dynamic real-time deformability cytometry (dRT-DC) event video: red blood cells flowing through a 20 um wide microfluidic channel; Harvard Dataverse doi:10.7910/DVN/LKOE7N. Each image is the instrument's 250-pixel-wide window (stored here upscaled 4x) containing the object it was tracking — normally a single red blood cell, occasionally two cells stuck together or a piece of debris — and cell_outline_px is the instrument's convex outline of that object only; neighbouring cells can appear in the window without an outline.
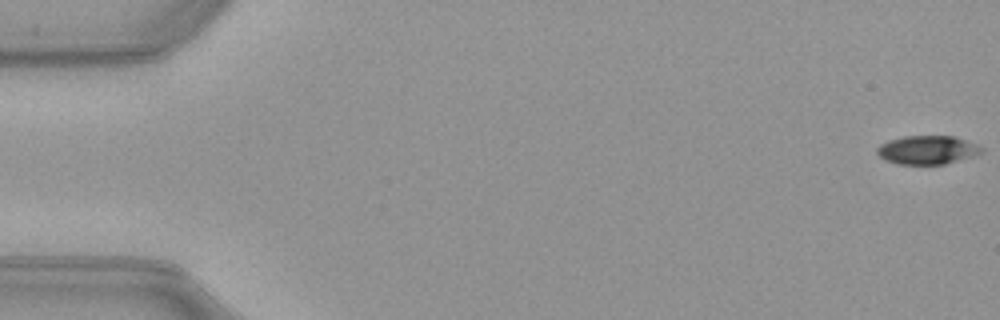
{"species": "common noctule bat (a hibernating species)", "species_latin": "Nyctalus noctula", "temperature_condition": "warm", "stored_images_in_passage": 52, "camera_frame_rate_fps": 3000, "um_per_image_px": 0.085, "animal": {"sex": "female", "body_mass_g": 21.9}, "frame": {"image": 1, "passage_image": 1, "time_ms": 0.0, "image_size_px": [1000, 320], "cell_outline_px": [[984, 148], [980, 152], [972, 156], [944, 164], [896, 164], [884, 160], [876, 152], [876, 148], [880, 144], [888, 140], [904, 136], [952, 136], [976, 144]], "centroid_in_image_um": [78.76, 12.74], "position_along_channel_um": 6.2, "area_um2": 17.28}}
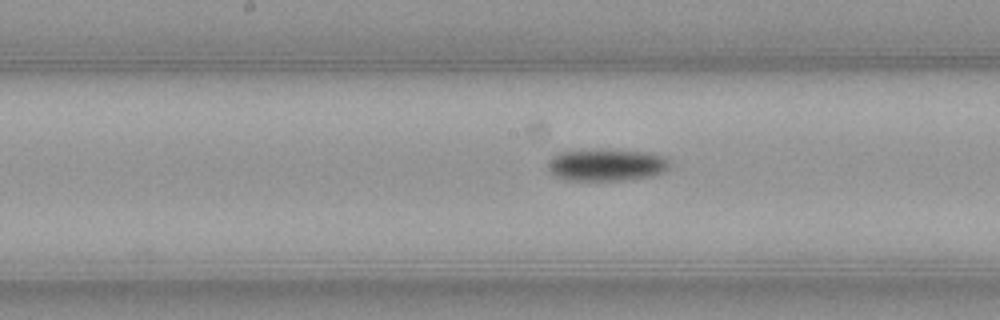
{"frame": {"image": 2, "passage_image": 27, "time_ms": 8.667, "image_size_px": [1000, 320], "cell_outline_px": [[668, 168], [664, 172], [652, 176], [632, 180], [568, 180], [556, 176], [548, 168], [548, 160], [556, 152], [648, 152], [664, 156], [668, 160]], "centroid_in_image_um": [51.57, 14.07], "position_along_channel_um": 196.6, "area_um2": 21.91}}
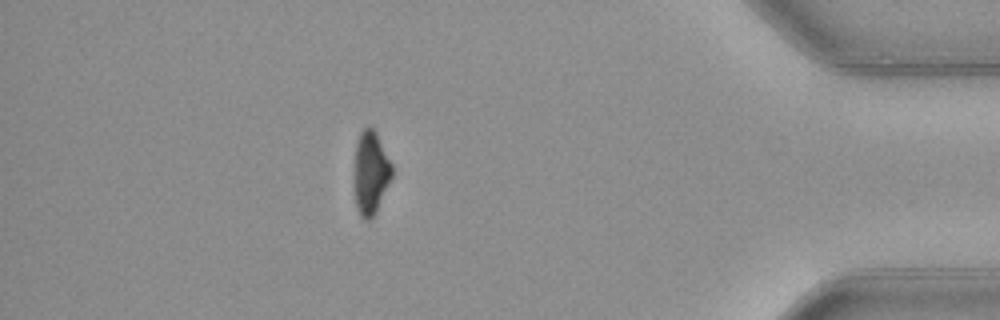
{"frame": {"image": 3, "passage_image": 46, "time_ms": 15.0, "image_size_px": [1000, 320], "cell_outline_px": [[392, 176], [376, 212], [368, 220], [364, 220], [360, 216], [356, 208], [352, 180], [352, 176], [356, 140], [360, 132], [364, 128], [372, 128], [376, 132], [392, 164]], "centroid_in_image_um": [31.45, 14.7], "position_along_channel_um": 403.7, "area_um2": 18.79}, "authors_computed_cell_mechanics": {"area_um2": 20.23, "velocity_mm_per_s": 4.0062, "shape_relaxation_time_tau1_ms": 4.186, "shape_relaxation_time_tau2_ms": null, "deformation_change_tau1": 0.1624, "deformation_change_tau2": null}}